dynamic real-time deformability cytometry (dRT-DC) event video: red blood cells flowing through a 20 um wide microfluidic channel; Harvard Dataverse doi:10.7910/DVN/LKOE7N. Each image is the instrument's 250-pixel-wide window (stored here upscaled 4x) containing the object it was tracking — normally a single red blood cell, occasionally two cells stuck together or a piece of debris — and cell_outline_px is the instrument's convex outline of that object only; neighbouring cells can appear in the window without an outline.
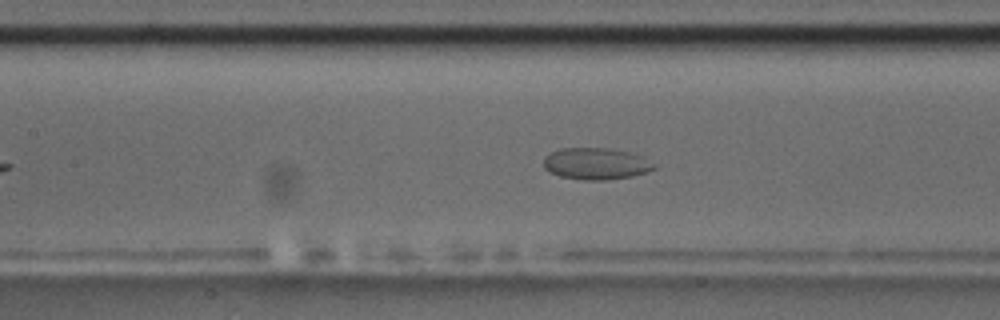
{"species": "common noctule bat (a hibernating species)", "species_latin": "Nyctalus noctula", "temperature_condition": "room temperature", "stored_images_in_passage": 48, "camera_frame_rate_fps": 3000, "um_per_image_px": 0.085, "animal": {"sex": "male", "body_mass_g": 17.5, "forearm_length_mm": 52.3}, "frame": {"image": 1, "passage_image": 17, "time_ms": 5.333, "image_size_px": [1000, 320], "cell_outline_px": [[660, 164], [656, 168], [648, 172], [632, 176], [604, 180], [584, 180], [560, 176], [548, 172], [544, 168], [544, 156], [560, 148], [608, 148], [628, 152], [644, 156]], "centroid_in_image_um": [50.72, 13.91], "position_along_channel_um": 156.7, "area_um2": 20.75}}
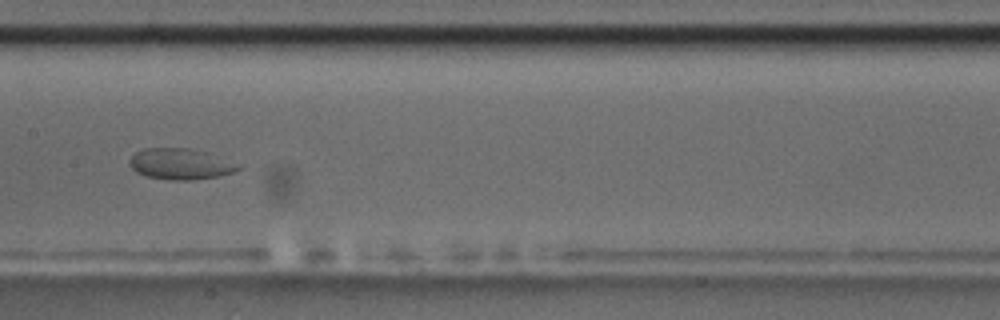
{"frame": {"image": 2, "passage_image": 20, "time_ms": 6.333, "image_size_px": [1000, 320], "cell_outline_px": [[244, 168], [220, 176], [192, 180], [168, 180], [148, 176], [136, 172], [128, 164], [128, 160], [136, 152], [144, 148], [196, 148], [244, 164]], "centroid_in_image_um": [15.42, 13.93], "position_along_channel_um": 192.0, "area_um2": 20.17}}